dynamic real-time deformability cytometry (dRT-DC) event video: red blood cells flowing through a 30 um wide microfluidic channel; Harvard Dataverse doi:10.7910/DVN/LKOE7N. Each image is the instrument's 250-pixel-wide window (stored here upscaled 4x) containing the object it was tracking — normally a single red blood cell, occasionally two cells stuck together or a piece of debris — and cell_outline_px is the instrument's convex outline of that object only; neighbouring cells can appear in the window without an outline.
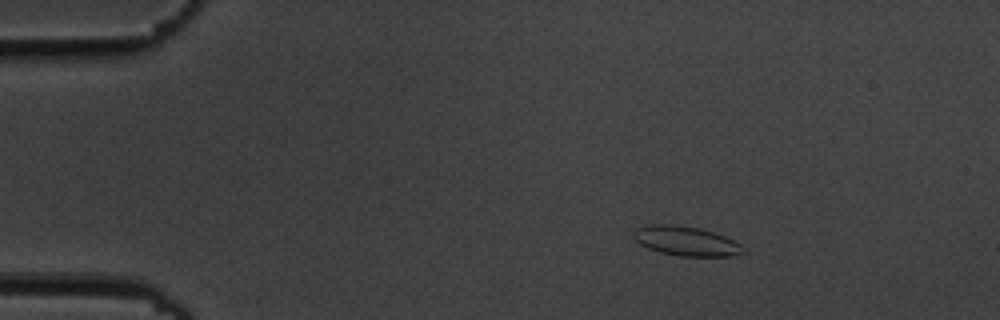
{"species": "common noctule bat (a hibernating species)", "species_latin": "Nyctalus noctula", "temperature_condition": "cold", "stored_images_in_passage": 4, "camera_frame_rate_fps": 3000, "um_per_image_px": 0.085, "animal": {"sex": "male", "body_mass_g": 19.5, "forearm_length_mm": 54.6}, "frame": {"image": 1, "passage_image": 2, "time_ms": 2.0, "image_size_px": [1000, 320], "cell_outline_px": [[744, 252], [732, 256], [680, 256], [660, 252], [648, 248], [640, 244], [632, 236], [636, 228], [652, 224], [672, 224], [700, 228], [724, 236], [740, 244]], "centroid_in_image_um": [58.28, 20.48], "position_along_channel_um": 26.7, "area_um2": 18.61}}